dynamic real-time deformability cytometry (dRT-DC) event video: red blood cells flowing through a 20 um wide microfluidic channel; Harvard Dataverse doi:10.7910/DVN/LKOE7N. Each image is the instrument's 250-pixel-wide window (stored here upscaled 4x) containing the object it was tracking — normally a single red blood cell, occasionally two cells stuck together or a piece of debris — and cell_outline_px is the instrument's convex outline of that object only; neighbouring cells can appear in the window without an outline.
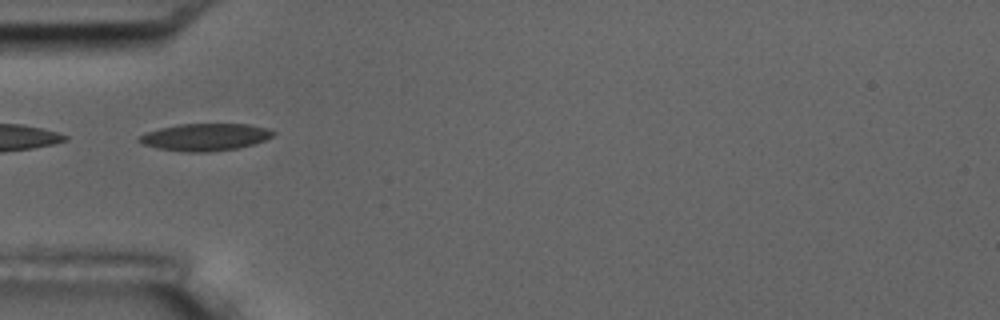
{"species": "common noctule bat (a hibernating species)", "species_latin": "Nyctalus noctula", "temperature_condition": "room temperature", "stored_images_in_passage": 6, "camera_frame_rate_fps": 3000, "um_per_image_px": 0.085, "animal": {"sex": "male", "body_mass_g": 17.5, "forearm_length_mm": 52.3}, "frame": {"image": 1, "passage_image": 3, "time_ms": 16.0, "image_size_px": [1000, 320], "cell_outline_px": [[276, 132], [272, 136], [264, 140], [252, 144], [236, 148], [208, 152], [184, 152], [156, 148], [144, 144], [136, 140], [136, 136], [160, 128], [176, 124], [248, 124], [268, 128]], "centroid_in_image_um": [17.4, 11.65], "position_along_channel_um": 67.6, "area_um2": 21.27}}
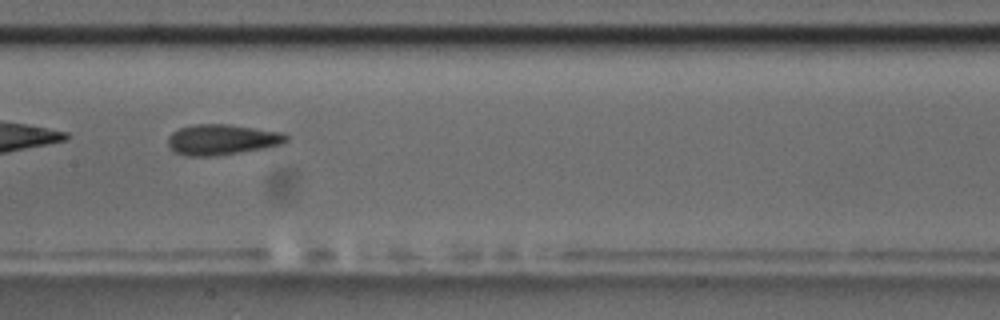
{"frame": {"image": 2, "passage_image": 6, "time_ms": 19.333, "image_size_px": [1000, 320], "cell_outline_px": [[288, 140], [284, 144], [268, 148], [216, 156], [184, 156], [176, 152], [168, 144], [168, 136], [172, 132], [180, 128], [192, 124], [228, 124], [284, 132], [288, 136]], "centroid_in_image_um": [18.92, 11.87], "position_along_channel_um": 188.5, "area_um2": 21.39}}